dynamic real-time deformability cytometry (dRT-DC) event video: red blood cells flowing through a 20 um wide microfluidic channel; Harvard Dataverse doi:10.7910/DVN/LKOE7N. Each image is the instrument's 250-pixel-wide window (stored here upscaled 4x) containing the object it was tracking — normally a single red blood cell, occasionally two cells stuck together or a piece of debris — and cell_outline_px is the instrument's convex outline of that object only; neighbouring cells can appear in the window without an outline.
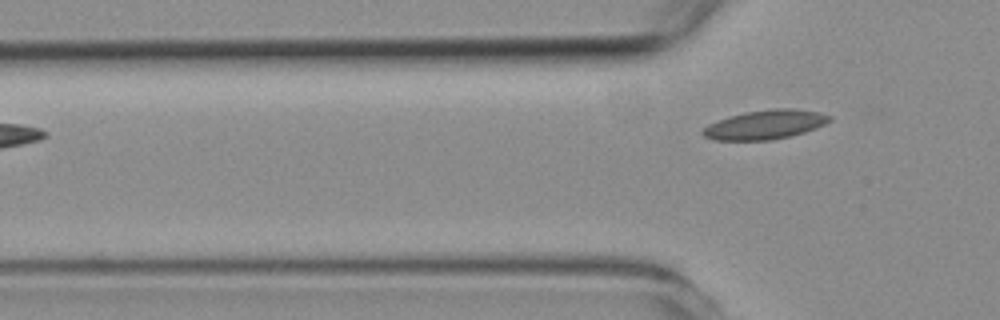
{"species": "common noctule bat (a hibernating species)", "species_latin": "Nyctalus noctula", "temperature_condition": "room temperature", "stored_images_in_passage": 5, "camera_frame_rate_fps": 3000, "um_per_image_px": 0.085, "animal": {"sex": "female", "body_mass_g": 19.3, "forearm_length_mm": 54.1}, "frame": {"image": 1, "passage_image": 5, "time_ms": 4.667, "image_size_px": [1000, 320], "cell_outline_px": [[832, 120], [816, 128], [804, 132], [788, 136], [768, 140], [712, 140], [704, 136], [700, 132], [708, 124], [744, 112], [772, 108], [796, 108], [820, 112], [832, 116]], "centroid_in_image_um": [65.06, 10.58], "position_along_channel_um": 60.7, "area_um2": 21.5}}